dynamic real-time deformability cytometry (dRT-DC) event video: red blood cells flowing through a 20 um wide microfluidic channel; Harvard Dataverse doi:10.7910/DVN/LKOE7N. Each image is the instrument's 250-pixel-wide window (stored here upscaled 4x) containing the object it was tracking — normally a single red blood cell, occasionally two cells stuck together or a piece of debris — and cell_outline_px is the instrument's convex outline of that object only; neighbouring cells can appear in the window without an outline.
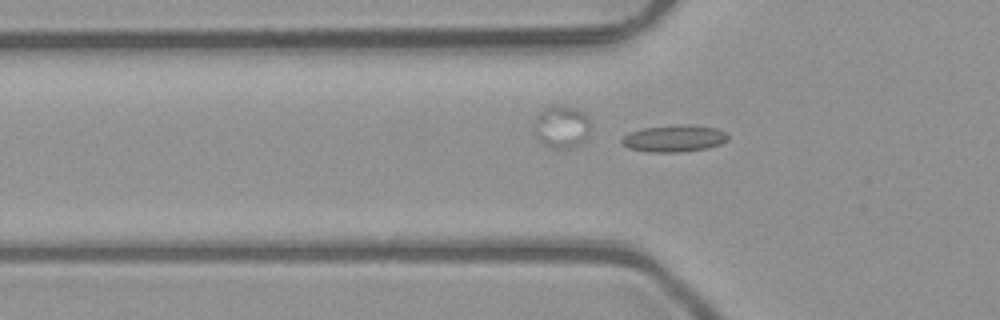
{"species": "common noctule bat (a hibernating species)", "species_latin": "Nyctalus noctula", "temperature_condition": "room temperature", "stored_images_in_passage": 5, "camera_frame_rate_fps": 3000, "um_per_image_px": 0.085, "animal": {"sex": "male", "body_mass_g": 23.1, "forearm_length_mm": 52.7}, "frame": {"image": 1, "passage_image": 5, "time_ms": 1.333, "image_size_px": [1000, 320], "cell_outline_px": [[728, 140], [720, 144], [708, 148], [680, 152], [648, 152], [628, 148], [620, 140], [628, 132], [644, 128], [676, 124], [692, 124], [716, 128], [724, 132], [728, 136]], "centroid_in_image_um": [57.3, 11.76], "position_along_channel_um": 68.5, "area_um2": 16.76}}